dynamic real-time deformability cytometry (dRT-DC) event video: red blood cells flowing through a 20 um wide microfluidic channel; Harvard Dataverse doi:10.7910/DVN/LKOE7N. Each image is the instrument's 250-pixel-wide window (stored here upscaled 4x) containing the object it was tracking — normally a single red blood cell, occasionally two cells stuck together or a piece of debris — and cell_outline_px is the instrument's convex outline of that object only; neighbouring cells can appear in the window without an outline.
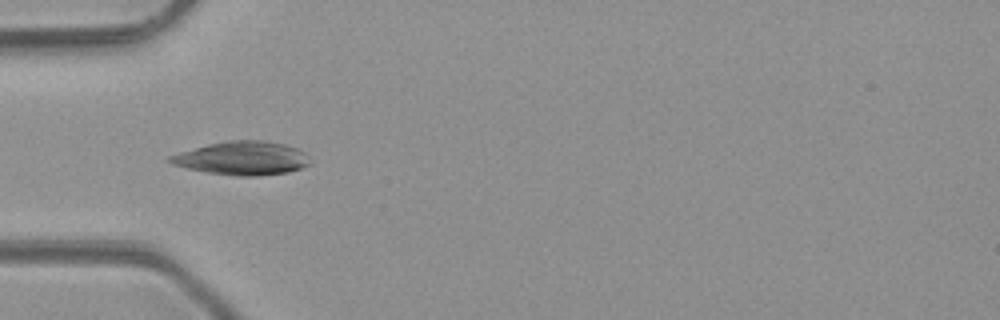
{"species": "common noctule bat (a hibernating species)", "species_latin": "Nyctalus noctula", "temperature_condition": "room temperature", "stored_images_in_passage": 2, "camera_frame_rate_fps": 3000, "um_per_image_px": 0.085, "animal": {"sex": "male", "body_mass_g": 23.1, "forearm_length_mm": 52.7}, "frame": {"image": 1, "passage_image": 1, "time_ms": 0.0, "image_size_px": [1000, 320], "cell_outline_px": [[312, 164], [288, 172], [256, 176], [240, 176], [208, 172], [188, 168], [172, 164], [168, 160], [168, 156], [180, 152], [208, 144], [228, 140], [264, 140], [284, 144], [296, 148], [304, 152]], "centroid_in_image_um": [20.6, 13.44], "position_along_channel_um": 64.4, "area_um2": 27.17}}
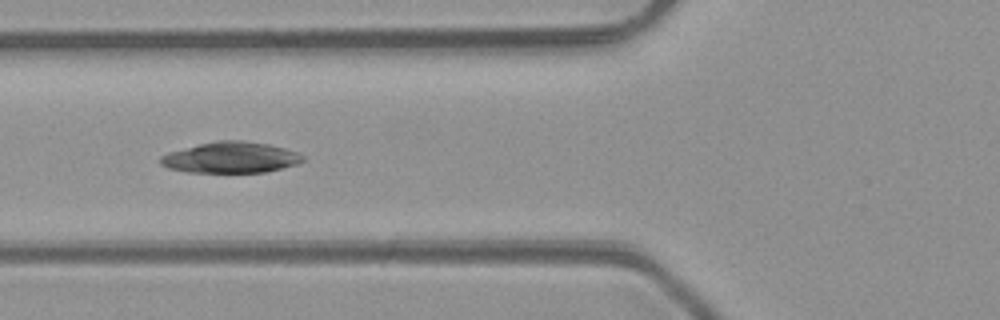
{"frame": {"image": 2, "passage_image": 2, "time_ms": 1.0, "image_size_px": [1000, 320], "cell_outline_px": [[304, 160], [296, 164], [264, 172], [188, 172], [168, 168], [160, 164], [160, 156], [168, 152], [216, 140], [244, 140], [268, 144], [284, 148], [296, 152], [304, 156]], "centroid_in_image_um": [19.59, 13.38], "position_along_channel_um": 106.2, "area_um2": 25.55}}